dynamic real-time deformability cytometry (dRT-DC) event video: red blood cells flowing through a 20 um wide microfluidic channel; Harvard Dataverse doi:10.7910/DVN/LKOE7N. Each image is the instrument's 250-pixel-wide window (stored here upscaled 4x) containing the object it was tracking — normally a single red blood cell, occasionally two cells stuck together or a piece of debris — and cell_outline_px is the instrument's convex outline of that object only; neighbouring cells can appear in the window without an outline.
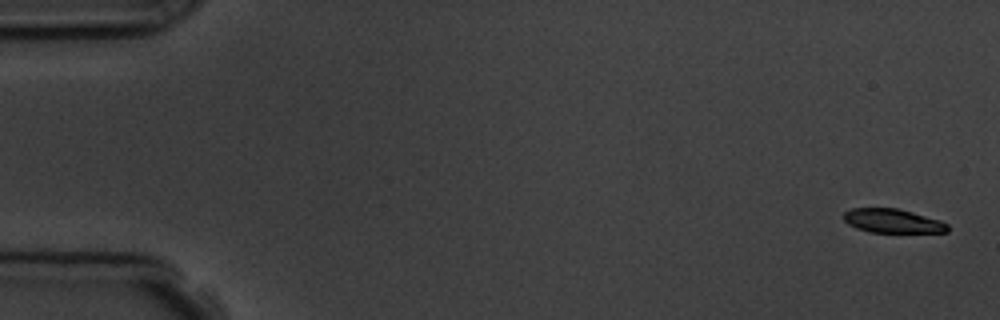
{"species": "common noctule bat (a hibernating species)", "species_latin": "Nyctalus noctula", "temperature_condition": "room temperature", "stored_images_in_passage": 5, "camera_frame_rate_fps": 3000, "um_per_image_px": 0.085, "animal": {"sex": "male", "body_mass_g": 19.5, "forearm_length_mm": 54.6}, "frame": {"image": 1, "passage_image": 1, "time_ms": 0.0, "image_size_px": [1000, 320], "cell_outline_px": [[948, 232], [868, 232], [856, 228], [848, 224], [844, 220], [844, 212], [852, 208], [896, 208], [912, 212], [940, 220], [948, 224]], "centroid_in_image_um": [75.85, 18.78], "position_along_channel_um": 9.1, "area_um2": 14.45}}
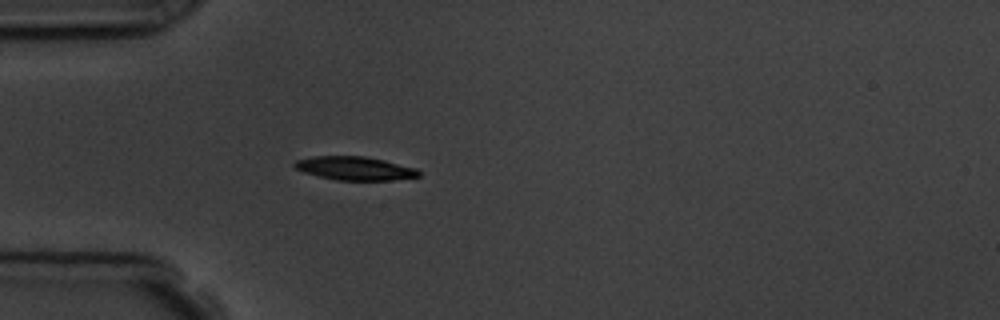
{"frame": {"image": 2, "passage_image": 5, "time_ms": 4.667, "image_size_px": [1000, 320], "cell_outline_px": [[420, 176], [392, 180], [336, 180], [304, 172], [296, 168], [292, 164], [296, 160], [312, 156], [364, 156], [384, 160], [416, 168], [420, 172]], "centroid_in_image_um": [30.16, 14.3], "position_along_channel_um": 54.8, "area_um2": 16.94}}